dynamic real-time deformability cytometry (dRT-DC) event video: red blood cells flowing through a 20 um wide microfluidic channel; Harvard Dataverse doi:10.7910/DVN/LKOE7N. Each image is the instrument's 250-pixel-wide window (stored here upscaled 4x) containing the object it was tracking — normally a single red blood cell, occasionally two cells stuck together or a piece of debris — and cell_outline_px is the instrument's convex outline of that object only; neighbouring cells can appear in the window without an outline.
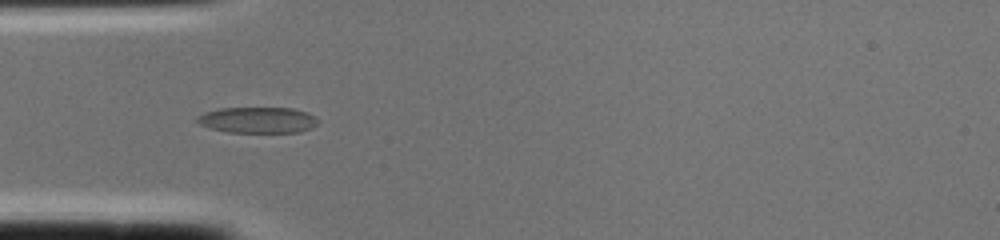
{"species": "common noctule bat (a hibernating species)", "species_latin": "Nyctalus noctula", "temperature_condition": "cold", "stored_images_in_passage": 2, "camera_frame_rate_fps": 3000, "um_per_image_px": 0.085, "animal": {"sex": "female", "body_mass_g": 22.0, "forearm_length_mm": 56.7}, "frame": {"image": 1, "passage_image": 2, "time_ms": 0.333, "image_size_px": [1000, 240], "cell_outline_px": [[320, 120], [312, 128], [300, 132], [228, 132], [208, 128], [200, 124], [196, 120], [196, 116], [204, 112], [220, 108], [292, 108], [308, 112], [316, 116]], "centroid_in_image_um": [21.92, 10.2], "position_along_channel_um": 63.1, "area_um2": 18.5}}